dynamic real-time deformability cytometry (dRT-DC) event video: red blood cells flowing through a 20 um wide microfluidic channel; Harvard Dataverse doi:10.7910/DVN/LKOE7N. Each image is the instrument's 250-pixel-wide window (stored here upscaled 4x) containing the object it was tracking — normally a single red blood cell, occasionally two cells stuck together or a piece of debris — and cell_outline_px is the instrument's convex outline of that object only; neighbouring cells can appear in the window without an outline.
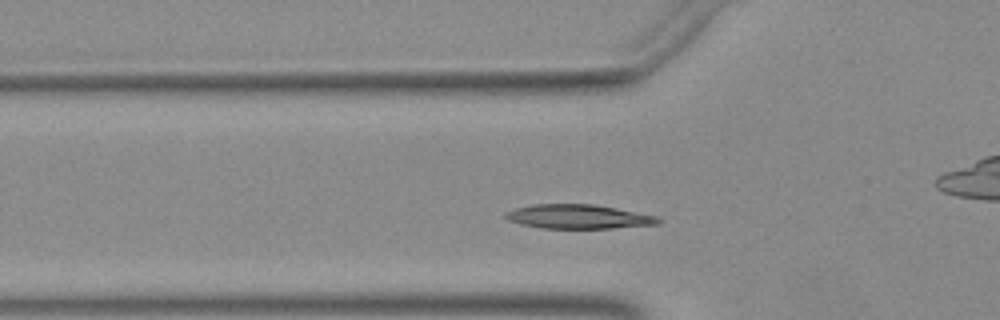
{"species": "Egyptian fruit bat (a non-hibernating species)", "species_latin": "Rousettus aegyptiacus", "temperature_condition": "warm", "stored_images_in_passage": 35, "camera_frame_rate_fps": 3000, "um_per_image_px": 0.085, "animal": {"sex": "female"}, "frame": {"image": 1, "passage_image": 8, "time_ms": 2.333, "image_size_px": [1000, 320], "cell_outline_px": [[660, 224], [612, 228], [540, 228], [520, 224], [508, 220], [500, 216], [504, 212], [516, 208], [532, 204], [592, 204], [616, 208], [656, 216], [660, 220]], "centroid_in_image_um": [49.08, 18.41], "position_along_channel_um": 76.7, "area_um2": 21.56}}
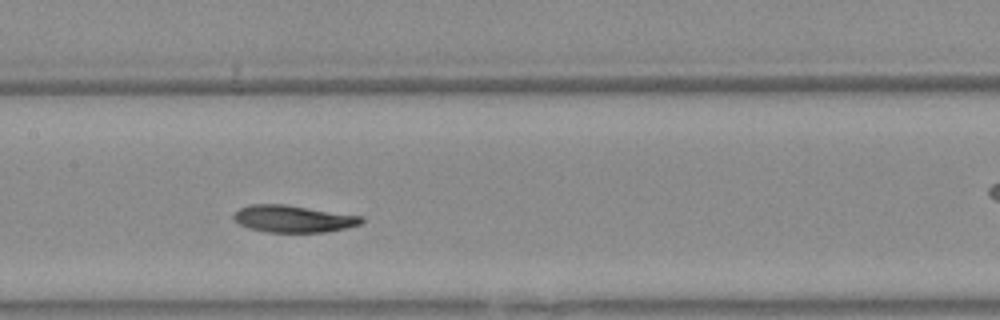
{"frame": {"image": 2, "passage_image": 16, "time_ms": 5.0, "image_size_px": [1000, 320], "cell_outline_px": [[364, 220], [360, 224], [328, 232], [264, 232], [248, 228], [240, 224], [232, 216], [240, 208], [252, 204], [284, 204], [364, 216]], "centroid_in_image_um": [24.94, 18.6], "position_along_channel_um": 182.5, "area_um2": 20.11}}
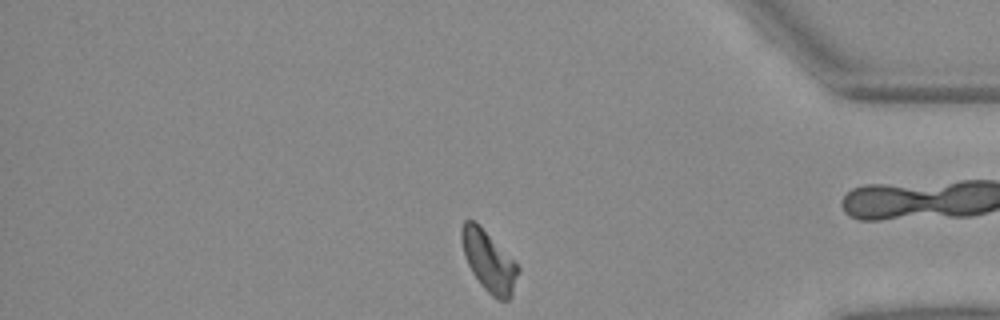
{"frame": {"image": 3, "passage_image": 34, "time_ms": 11.0, "image_size_px": [1000, 320], "cell_outline_px": [[520, 272], [512, 296], [508, 300], [500, 300], [492, 296], [480, 284], [472, 272], [464, 256], [460, 236], [460, 232], [464, 220], [472, 220], [520, 268]], "centroid_in_image_um": [41.54, 22.28], "position_along_channel_um": 393.7, "area_um2": 19.31}}